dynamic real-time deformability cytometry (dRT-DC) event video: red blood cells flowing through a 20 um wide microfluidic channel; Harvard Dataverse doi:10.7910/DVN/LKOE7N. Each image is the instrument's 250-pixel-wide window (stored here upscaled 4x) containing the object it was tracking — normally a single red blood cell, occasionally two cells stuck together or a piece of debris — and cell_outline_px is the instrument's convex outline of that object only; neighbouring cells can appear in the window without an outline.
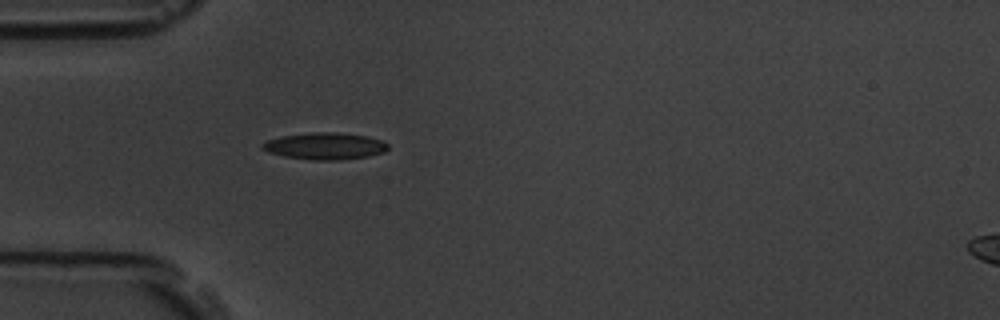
{"species": "common noctule bat (a hibernating species)", "species_latin": "Nyctalus noctula", "temperature_condition": "room temperature", "stored_images_in_passage": 1, "camera_frame_rate_fps": 3000, "um_per_image_px": 0.085, "animal": {"sex": "male", "body_mass_g": 19.5, "forearm_length_mm": 54.6}, "frame": {"image": 1, "passage_image": 1, "time_ms": 0.0, "image_size_px": [1000, 320], "cell_outline_px": [[388, 148], [384, 152], [368, 156], [340, 160], [312, 160], [284, 156], [268, 152], [260, 148], [260, 144], [268, 140], [280, 136], [312, 132], [336, 132], [368, 136], [384, 140], [388, 144]], "centroid_in_image_um": [27.62, 12.41], "position_along_channel_um": 57.4, "area_um2": 19.83}}